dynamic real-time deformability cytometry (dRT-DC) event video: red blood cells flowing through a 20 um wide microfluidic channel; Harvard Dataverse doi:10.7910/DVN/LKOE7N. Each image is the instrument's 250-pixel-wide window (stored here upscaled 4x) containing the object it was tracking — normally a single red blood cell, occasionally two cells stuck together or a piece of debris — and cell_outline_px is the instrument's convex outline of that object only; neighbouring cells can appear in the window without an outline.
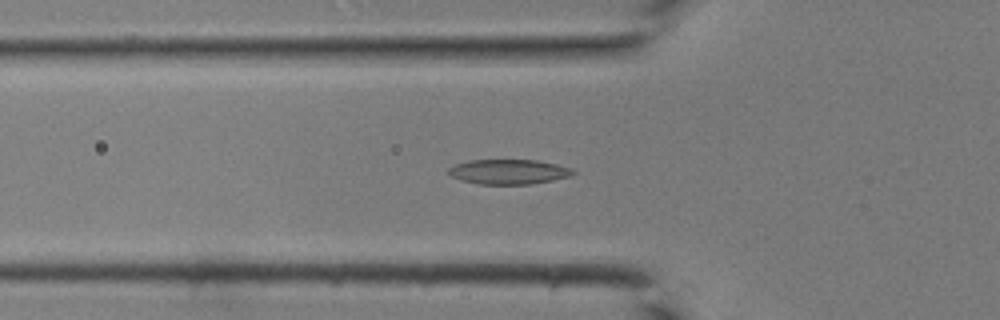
{"species": "common noctule bat (a hibernating species)", "species_latin": "Nyctalus noctula", "temperature_condition": "room temperature", "stored_images_in_passage": 42, "segment_of_instrument_passage": [1, 2], "camera_frame_rate_fps": 3000, "um_per_image_px": 0.085, "animal": {"sex": "male", "body_mass_g": 19.0, "forearm_length_mm": 50.8}, "frame": {"image": 1, "passage_image": 14, "time_ms": 4.333, "image_size_px": [1000, 320], "cell_outline_px": [[576, 172], [572, 176], [552, 180], [528, 184], [480, 184], [460, 180], [452, 176], [448, 172], [448, 168], [456, 164], [468, 160], [536, 160], [556, 164], [572, 168]], "centroid_in_image_um": [43.24, 14.59], "position_along_channel_um": 82.6, "area_um2": 17.98}}
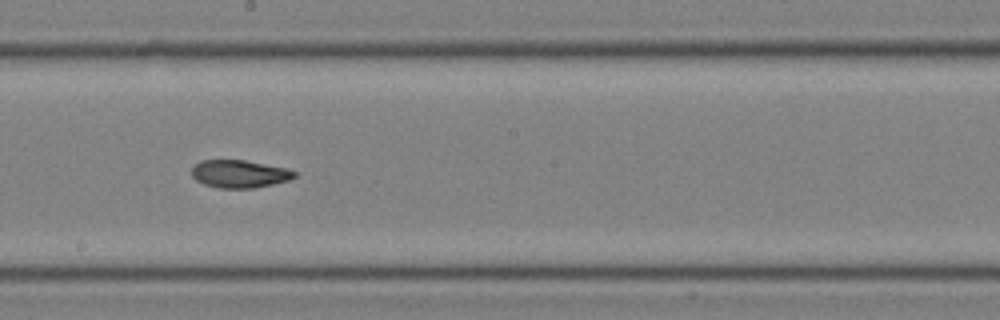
{"frame": {"image": 2, "passage_image": 23, "time_ms": 7.333, "image_size_px": [1000, 320], "cell_outline_px": [[296, 176], [288, 180], [256, 188], [216, 188], [204, 184], [196, 180], [192, 176], [192, 168], [200, 160], [244, 160], [284, 168], [296, 172]], "centroid_in_image_um": [20.32, 14.79], "position_along_channel_um": 227.9, "area_um2": 16.47}}
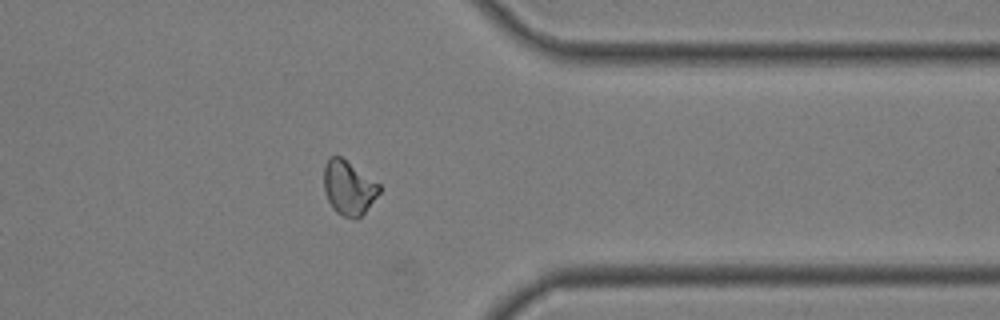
{"frame": {"image": 3, "passage_image": 33, "time_ms": 10.667, "image_size_px": [1000, 320], "cell_outline_px": [[380, 192], [364, 212], [356, 220], [344, 216], [336, 212], [332, 208], [324, 192], [324, 164], [332, 156], [340, 156], [380, 184]], "centroid_in_image_um": [29.62, 15.97], "position_along_channel_um": 381.8, "area_um2": 17.34}}